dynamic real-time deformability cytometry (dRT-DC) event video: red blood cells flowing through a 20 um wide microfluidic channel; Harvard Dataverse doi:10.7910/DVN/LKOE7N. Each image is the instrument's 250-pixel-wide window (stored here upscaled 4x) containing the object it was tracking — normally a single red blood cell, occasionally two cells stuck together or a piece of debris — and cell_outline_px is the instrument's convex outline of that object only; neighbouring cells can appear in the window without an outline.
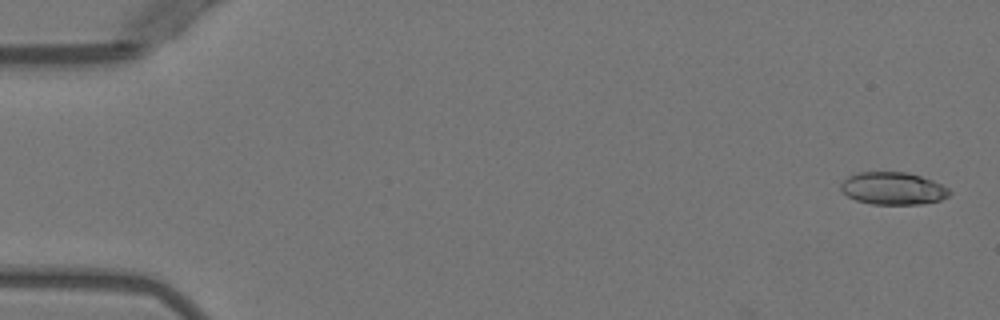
{"species": "Egyptian fruit bat (a non-hibernating species)", "species_latin": "Rousettus aegyptiacus", "temperature_condition": "warm", "stored_images_in_passage": 4, "camera_frame_rate_fps": 3000, "um_per_image_px": 0.085, "animal": {"sex": "female"}, "frame": {"image": 1, "passage_image": 1, "time_ms": 0.0, "image_size_px": [1000, 320], "cell_outline_px": [[952, 192], [948, 196], [940, 200], [920, 204], [872, 204], [856, 200], [848, 196], [840, 188], [840, 184], [848, 176], [860, 172], [908, 172], [932, 180], [948, 188]], "centroid_in_image_um": [75.91, 16.01], "position_along_channel_um": 9.1, "area_um2": 20.46}}
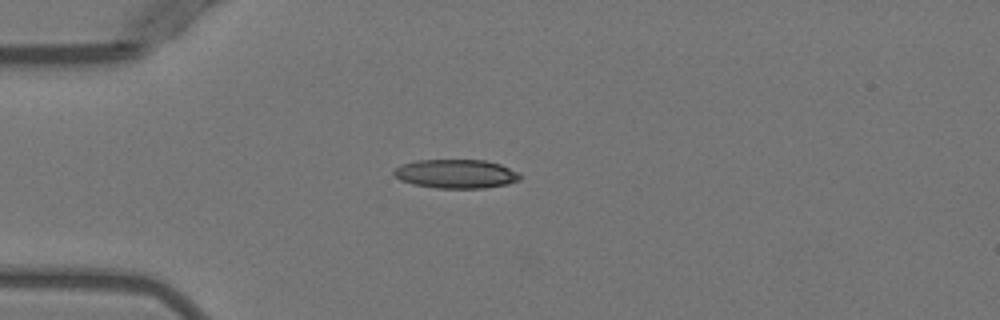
{"frame": {"image": 2, "passage_image": 4, "time_ms": 4.0, "image_size_px": [1000, 320], "cell_outline_px": [[524, 176], [520, 180], [508, 184], [484, 188], [436, 188], [412, 184], [400, 180], [392, 176], [392, 172], [400, 164], [416, 160], [484, 160], [500, 164]], "centroid_in_image_um": [38.73, 14.78], "position_along_channel_um": 46.3, "area_um2": 21.44}}